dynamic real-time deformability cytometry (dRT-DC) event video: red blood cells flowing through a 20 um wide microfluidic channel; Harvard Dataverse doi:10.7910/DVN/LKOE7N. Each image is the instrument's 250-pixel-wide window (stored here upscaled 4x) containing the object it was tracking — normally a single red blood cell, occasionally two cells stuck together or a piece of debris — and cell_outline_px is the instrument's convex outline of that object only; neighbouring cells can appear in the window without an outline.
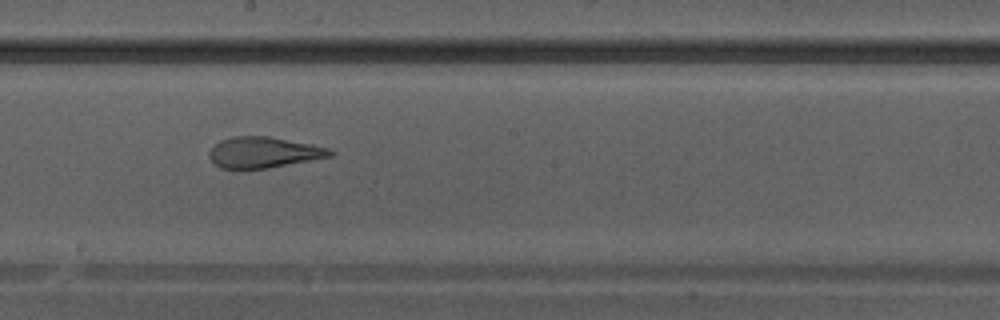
{"species": "Egyptian fruit bat (a non-hibernating species)", "species_latin": "Rousettus aegyptiacus", "temperature_condition": "warm", "stored_images_in_passage": 26, "camera_frame_rate_fps": 3000, "um_per_image_px": 0.085, "animal": {"sex": "male"}, "frame": {"image": 1, "passage_image": 12, "time_ms": 3.667, "image_size_px": [1000, 320], "cell_outline_px": [[336, 152], [332, 156], [268, 168], [220, 168], [208, 156], [208, 152], [220, 140], [232, 136], [268, 136], [312, 144], [328, 148]], "centroid_in_image_um": [22.42, 12.94], "position_along_channel_um": 225.8, "area_um2": 21.62}}
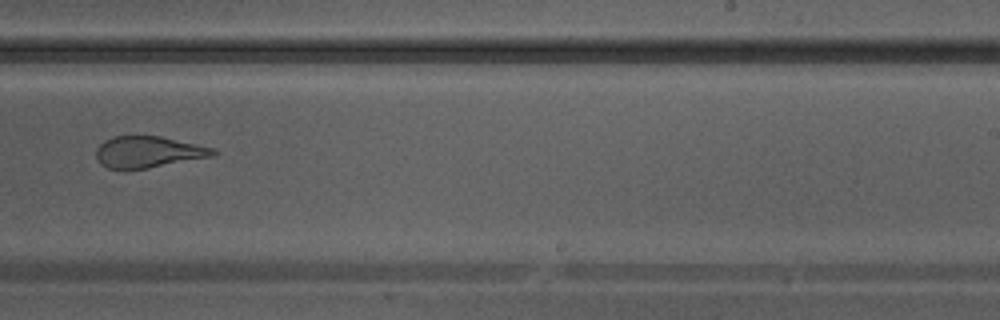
{"frame": {"image": 2, "passage_image": 15, "time_ms": 4.667, "image_size_px": [1000, 320], "cell_outline_px": [[220, 152], [216, 156], [148, 168], [108, 168], [96, 156], [96, 148], [104, 140], [112, 136], [160, 136], [196, 144], [212, 148]], "centroid_in_image_um": [12.66, 12.9], "position_along_channel_um": 276.3, "area_um2": 21.21}}